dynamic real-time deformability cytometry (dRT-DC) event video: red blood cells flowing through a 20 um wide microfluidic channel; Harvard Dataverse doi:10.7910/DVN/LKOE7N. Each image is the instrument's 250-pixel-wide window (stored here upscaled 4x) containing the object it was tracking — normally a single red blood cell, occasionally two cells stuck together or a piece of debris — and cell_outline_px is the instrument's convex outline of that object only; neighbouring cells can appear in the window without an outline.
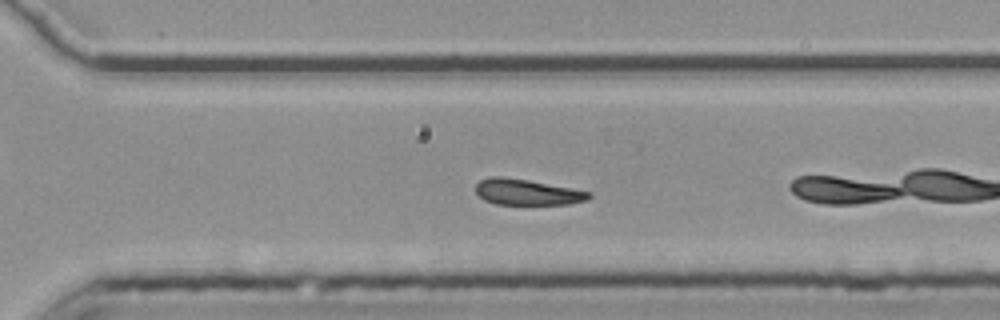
{"species": "common noctule bat (a hibernating species)", "species_latin": "Nyctalus noctula", "temperature_condition": "room temperature", "stored_images_in_passage": 35, "camera_frame_rate_fps": 3000, "um_per_image_px": 0.085, "animal": {"sex": "female", "body_mass_g": 25.1}, "frame": {"image": 1, "passage_image": 20, "time_ms": 6.333, "image_size_px": [1000, 320], "cell_outline_px": [[592, 196], [588, 200], [568, 204], [496, 204], [484, 200], [476, 192], [476, 184], [480, 180], [492, 176], [504, 176], [528, 180], [572, 188], [592, 192]], "centroid_in_image_um": [44.82, 16.32], "position_along_channel_um": 325.8, "area_um2": 17.11}, "authors_computed_cell_mechanics": {"area_um2": 17.9758, "velocity_mm_per_s": 3.7379, "shape_relaxation_time_tau1_ms": 5.8685, "shape_relaxation_time_tau2_ms": 3.6403, "deformation_change_tau1": 0.1063, "deformation_change_tau2": 0.0919}}